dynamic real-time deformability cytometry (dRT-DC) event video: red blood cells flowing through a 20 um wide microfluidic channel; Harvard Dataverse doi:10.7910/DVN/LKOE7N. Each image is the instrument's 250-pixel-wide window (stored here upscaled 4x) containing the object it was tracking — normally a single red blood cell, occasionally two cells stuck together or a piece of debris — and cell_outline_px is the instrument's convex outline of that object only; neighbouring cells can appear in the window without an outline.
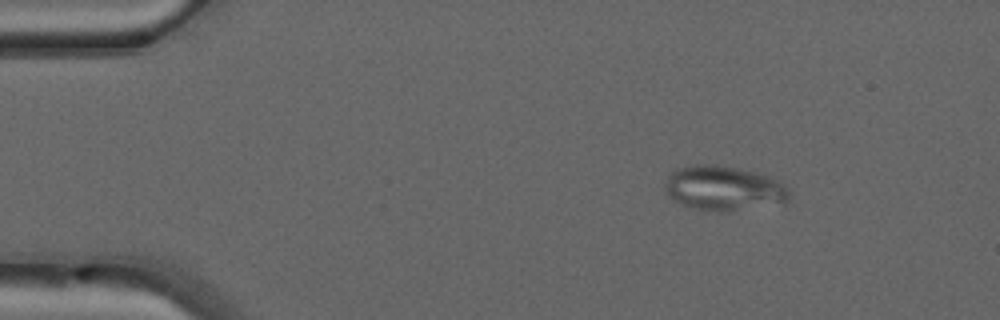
{"species": "common noctule bat (a hibernating species)", "species_latin": "Nyctalus noctula", "temperature_condition": "warm", "stored_images_in_passage": 42, "camera_frame_rate_fps": 3000, "um_per_image_px": 0.085, "animal": {"sex": "male", "forearm_length_mm": 52.5}, "frame": {"image": 1, "passage_image": 1, "time_ms": 0.0, "image_size_px": [1000, 320], "cell_outline_px": [[788, 200], [784, 204], [728, 212], [716, 212], [692, 208], [668, 196], [664, 188], [668, 176], [676, 168], [696, 164], [716, 164], [756, 172], [768, 176], [776, 180], [788, 188]], "centroid_in_image_um": [61.53, 16.02], "position_along_channel_um": 23.5, "area_um2": 32.6}}
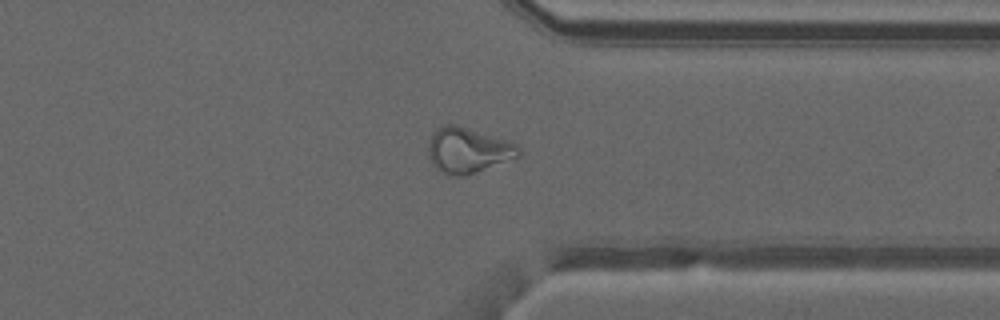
{"frame": {"image": 2, "passage_image": 32, "time_ms": 10.333, "image_size_px": [1000, 320], "cell_outline_px": [[520, 156], [476, 172], [464, 176], [448, 176], [440, 172], [432, 164], [428, 156], [428, 144], [436, 128], [444, 124], [456, 124], [516, 144], [520, 148]], "centroid_in_image_um": [39.73, 12.79], "position_along_channel_um": 371.7, "area_um2": 23.76}}
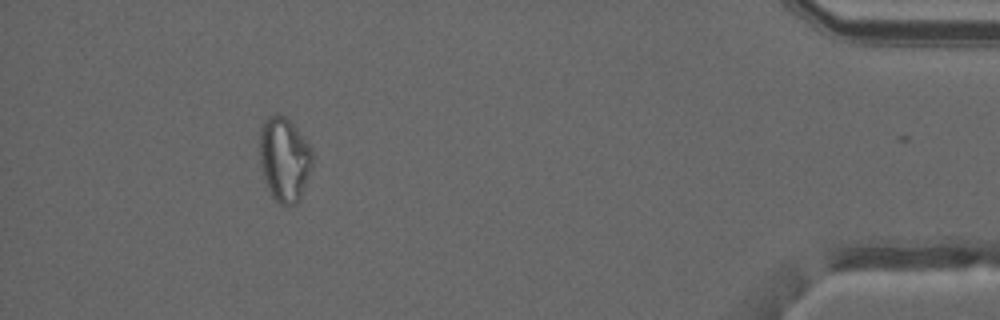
{"frame": {"image": 3, "passage_image": 39, "time_ms": 12.667, "image_size_px": [1000, 320], "cell_outline_px": [[312, 164], [300, 200], [296, 204], [284, 208], [272, 196], [268, 188], [264, 176], [260, 160], [260, 128], [264, 120], [268, 116], [276, 112], [284, 116], [296, 128], [312, 148]], "centroid_in_image_um": [24.17, 13.55], "position_along_channel_um": 411.0, "area_um2": 25.95}, "authors_computed_cell_mechanics": {"area_um2": 23.9581, "velocity_mm_per_s": 4.1591, "shape_relaxation_time_tau1_ms": null, "shape_relaxation_time_tau2_ms": 2.0835, "deformation_change_tau1": null, "deformation_change_tau2": 0.0717}}